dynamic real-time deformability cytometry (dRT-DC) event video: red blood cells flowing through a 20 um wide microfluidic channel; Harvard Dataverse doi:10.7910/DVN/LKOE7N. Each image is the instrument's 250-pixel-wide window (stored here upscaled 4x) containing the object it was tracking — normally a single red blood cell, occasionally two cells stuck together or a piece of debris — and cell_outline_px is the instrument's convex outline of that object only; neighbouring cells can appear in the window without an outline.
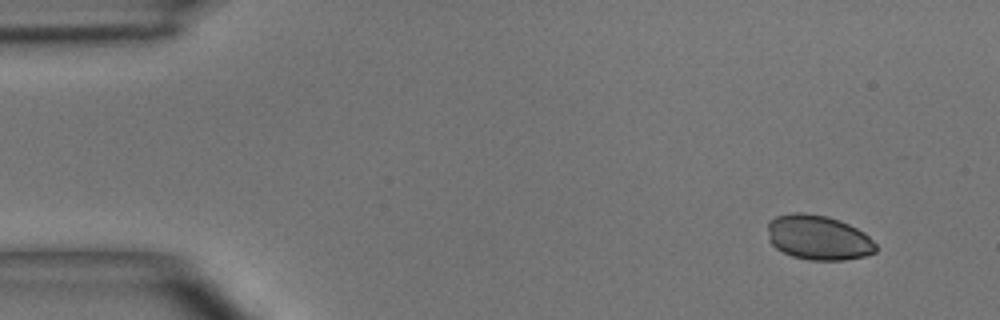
{"species": "common noctule bat (a hibernating species)", "species_latin": "Nyctalus noctula", "temperature_condition": "room temperature", "stored_images_in_passage": 4, "camera_frame_rate_fps": 3000, "um_per_image_px": 0.085, "animal": {"sex": "male", "body_mass_g": 15.6}, "frame": {"image": 1, "passage_image": 1, "time_ms": 0.0, "image_size_px": [1000, 320], "cell_outline_px": [[876, 252], [864, 256], [844, 260], [808, 260], [792, 256], [776, 248], [768, 240], [768, 220], [776, 216], [792, 212], [804, 212], [828, 216], [840, 220], [864, 232], [876, 244]], "centroid_in_image_um": [69.53, 20.18], "position_along_channel_um": 15.5, "area_um2": 28.44}}